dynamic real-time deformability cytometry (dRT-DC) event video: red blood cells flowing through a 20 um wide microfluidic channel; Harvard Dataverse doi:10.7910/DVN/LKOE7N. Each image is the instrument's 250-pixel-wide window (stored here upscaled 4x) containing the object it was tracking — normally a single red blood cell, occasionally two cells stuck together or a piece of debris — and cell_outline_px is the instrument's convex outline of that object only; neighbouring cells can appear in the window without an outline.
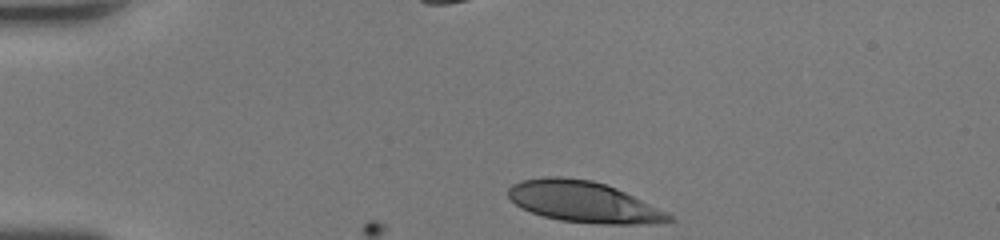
{"species": "human", "species_latin": "Homo sapiens", "temperature_condition": "room temperature", "stored_images_in_passage": 3, "camera_frame_rate_fps": 3000, "um_per_image_px": 0.085, "donor": {"sex": "female"}, "frame": {"image": 1, "passage_image": 1, "time_ms": 0.0, "image_size_px": [1000, 240], "cell_outline_px": [[676, 220], [648, 224], [604, 224], [560, 220], [544, 216], [520, 208], [508, 196], [508, 188], [512, 184], [520, 180], [544, 176], [560, 176], [592, 180], [616, 188], [672, 216]], "centroid_in_image_um": [49.53, 17.15], "position_along_channel_um": 35.5, "area_um2": 37.97}}